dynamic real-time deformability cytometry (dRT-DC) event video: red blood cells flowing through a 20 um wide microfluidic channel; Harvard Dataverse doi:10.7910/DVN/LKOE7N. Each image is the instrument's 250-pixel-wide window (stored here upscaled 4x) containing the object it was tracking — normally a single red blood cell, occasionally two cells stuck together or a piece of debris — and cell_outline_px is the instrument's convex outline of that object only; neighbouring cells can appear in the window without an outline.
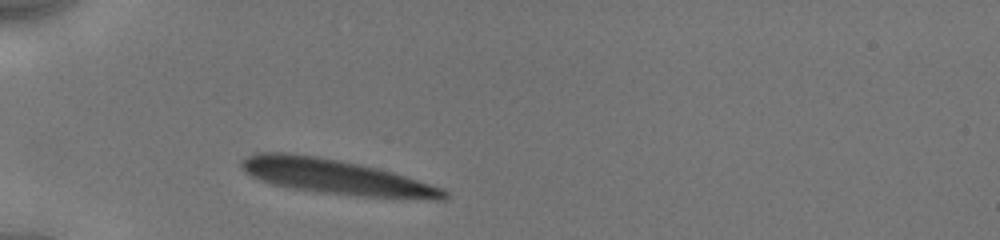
{"species": "human", "species_latin": "Homo sapiens", "temperature_condition": "cold", "stored_images_in_passage": 8, "camera_frame_rate_fps": 3000, "um_per_image_px": 0.085, "donor": {"sex": "male"}, "frame": {"image": 1, "passage_image": 1, "time_ms": 0.0, "image_size_px": [1000, 240], "cell_outline_px": [[448, 196], [444, 200], [432, 200], [356, 196], [320, 192], [288, 188], [272, 184], [260, 180], [244, 172], [240, 164], [240, 160], [256, 152], [284, 152], [316, 156], [340, 160], [376, 168], [392, 172], [444, 188], [448, 192]], "centroid_in_image_um": [28.56, 15.05], "position_along_channel_um": 56.4, "area_um2": 41.44}}
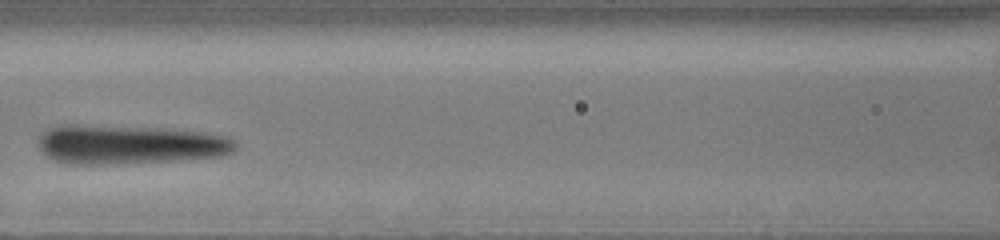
{"frame": {"image": 2, "passage_image": 6, "time_ms": 3.0, "image_size_px": [1000, 240], "cell_outline_px": [[236, 148], [232, 152], [220, 156], [176, 160], [112, 164], [68, 164], [52, 160], [44, 156], [36, 144], [36, 136], [44, 128], [60, 124], [76, 124], [160, 128], [200, 132], [224, 136], [232, 140], [236, 144]], "centroid_in_image_um": [10.81, 12.27], "position_along_channel_um": 155.8, "area_um2": 45.6}}
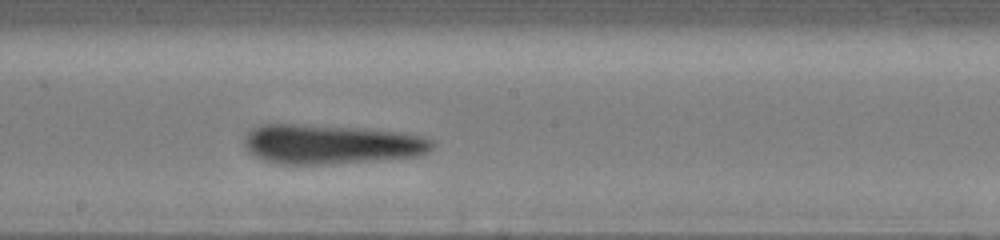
{"frame": {"image": 3, "passage_image": 8, "time_ms": 4.667, "image_size_px": [1000, 240], "cell_outline_px": [[432, 148], [428, 152], [420, 156], [372, 160], [320, 164], [280, 164], [264, 160], [248, 152], [244, 144], [244, 136], [252, 128], [260, 124], [304, 124], [364, 128], [400, 132], [420, 136], [432, 140]], "centroid_in_image_um": [28.09, 12.24], "position_along_channel_um": 220.1, "area_um2": 43.23}}